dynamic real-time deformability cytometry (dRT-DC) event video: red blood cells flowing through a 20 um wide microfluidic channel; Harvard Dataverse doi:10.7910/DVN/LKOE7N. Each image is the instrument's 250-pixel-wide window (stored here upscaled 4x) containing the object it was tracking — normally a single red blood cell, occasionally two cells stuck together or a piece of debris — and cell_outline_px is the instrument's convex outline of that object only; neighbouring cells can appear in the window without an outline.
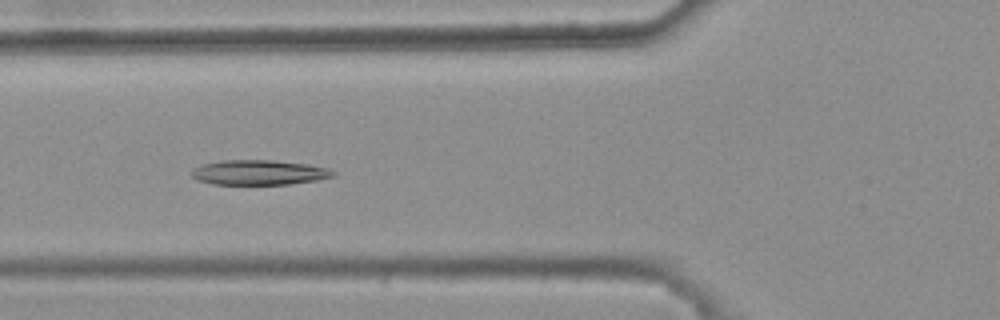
{"species": "common noctule bat (a hibernating species)", "species_latin": "Nyctalus noctula", "temperature_condition": "warm", "stored_images_in_passage": 29, "camera_frame_rate_fps": 3000, "um_per_image_px": 0.085, "animal": {"sex": "female", "body_mass_g": 25.1}, "frame": {"image": 1, "passage_image": 7, "time_ms": 2.0, "image_size_px": [1000, 320], "cell_outline_px": [[336, 176], [316, 180], [288, 184], [212, 184], [196, 180], [192, 176], [192, 168], [204, 164], [224, 160], [272, 160], [308, 164], [328, 168], [336, 172]], "centroid_in_image_um": [22.03, 14.66], "position_along_channel_um": 103.8, "area_um2": 20.52}}
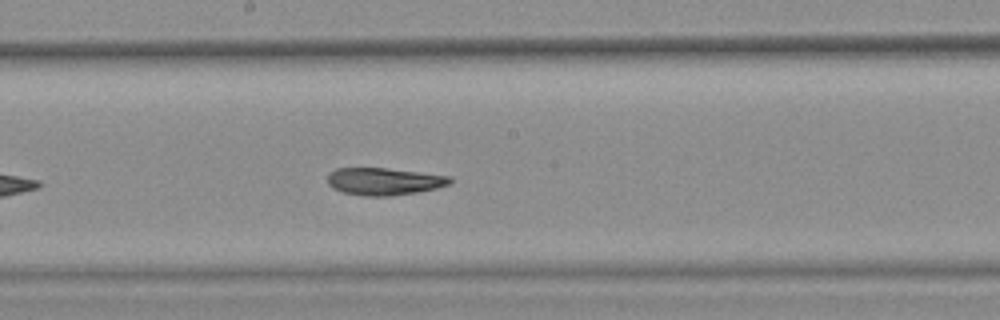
{"frame": {"image": 2, "passage_image": 16, "time_ms": 5.0, "image_size_px": [1000, 320], "cell_outline_px": [[452, 180], [448, 184], [436, 188], [416, 192], [392, 196], [364, 196], [344, 192], [332, 188], [328, 184], [328, 172], [336, 168], [384, 168], [452, 176]], "centroid_in_image_um": [32.61, 15.42], "position_along_channel_um": 215.6, "area_um2": 19.42}}
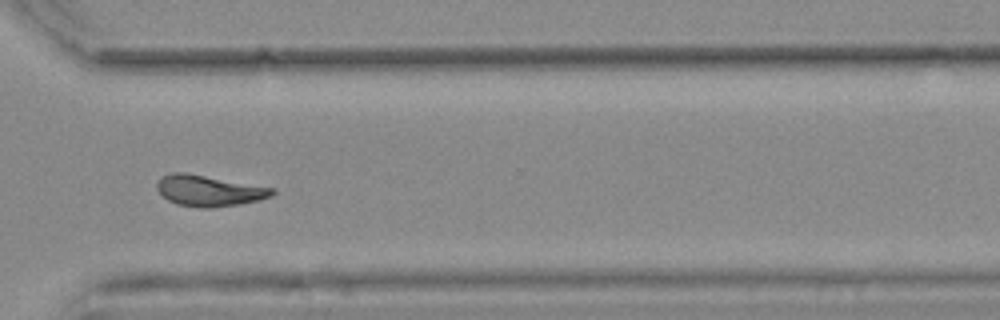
{"frame": {"image": 3, "passage_image": 27, "time_ms": 8.667, "image_size_px": [1000, 320], "cell_outline_px": [[276, 192], [272, 196], [260, 200], [240, 204], [212, 208], [200, 208], [176, 204], [168, 200], [156, 188], [156, 184], [164, 176], [172, 172], [184, 172], [272, 188]], "centroid_in_image_um": [17.76, 16.23], "position_along_channel_um": 352.8, "area_um2": 20.58}, "authors_computed_cell_mechanics": {"area_um2": 20.1144, "velocity_mm_per_s": 3.7269, "shape_relaxation_time_tau1_ms": 11.3094, "shape_relaxation_time_tau2_ms": 4.7647, "deformation_change_tau1": 0.2647, "deformation_change_tau2": 0.1267}}